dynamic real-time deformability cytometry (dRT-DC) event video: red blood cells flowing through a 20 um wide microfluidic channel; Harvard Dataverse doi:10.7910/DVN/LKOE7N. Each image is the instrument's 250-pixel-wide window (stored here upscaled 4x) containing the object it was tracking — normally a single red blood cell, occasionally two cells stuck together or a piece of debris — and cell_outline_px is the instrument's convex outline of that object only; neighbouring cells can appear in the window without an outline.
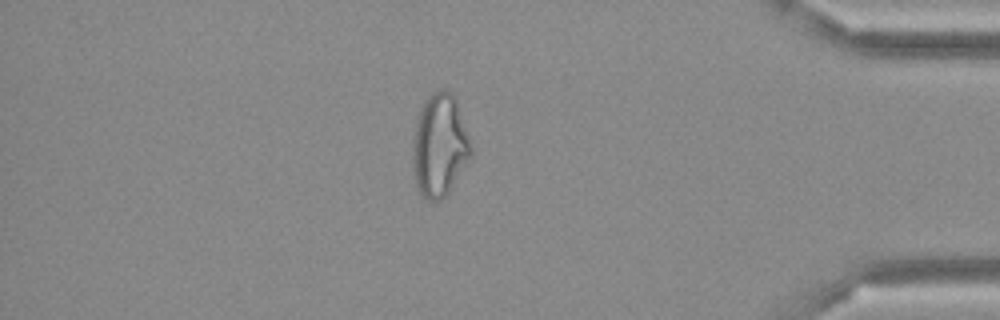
{"species": "Egyptian fruit bat (a non-hibernating species)", "species_latin": "Rousettus aegyptiacus", "temperature_condition": "cold", "stored_images_in_passage": 49, "camera_frame_rate_fps": 3000, "um_per_image_px": 0.085, "frame": {"image": 1, "passage_image": 42, "time_ms": 13.667, "image_size_px": [1000, 320], "cell_outline_px": [[472, 156], [448, 192], [440, 200], [428, 200], [416, 188], [412, 172], [412, 136], [416, 120], [420, 108], [424, 100], [436, 88], [444, 88], [456, 96], [472, 148]], "centroid_in_image_um": [37.34, 12.31], "position_along_channel_um": 397.9, "area_um2": 35.55}}